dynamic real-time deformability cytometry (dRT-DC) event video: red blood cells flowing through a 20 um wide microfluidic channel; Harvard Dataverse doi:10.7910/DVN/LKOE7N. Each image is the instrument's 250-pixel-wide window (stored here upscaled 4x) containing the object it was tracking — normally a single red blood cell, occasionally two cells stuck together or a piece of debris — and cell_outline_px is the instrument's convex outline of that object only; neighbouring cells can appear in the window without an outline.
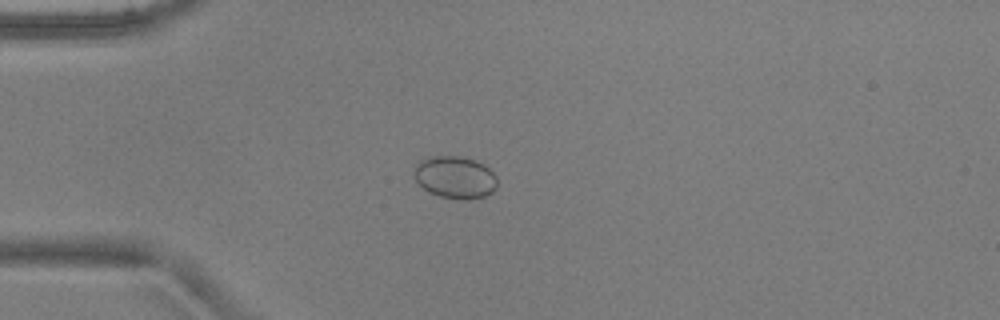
{"species": "common noctule bat (a hibernating species)", "species_latin": "Nyctalus noctula", "temperature_condition": "warm", "stored_images_in_passage": 5, "camera_frame_rate_fps": 3000, "um_per_image_px": 0.085, "animal": {"sex": "male", "body_mass_g": 17.9, "forearm_length_mm": 54.2}, "frame": {"image": 1, "passage_image": 4, "time_ms": 1.0, "image_size_px": [1000, 320], "cell_outline_px": [[496, 188], [492, 192], [484, 196], [468, 200], [460, 200], [440, 196], [428, 192], [412, 176], [412, 172], [416, 164], [424, 156], [464, 156], [476, 160], [484, 164], [496, 176]], "centroid_in_image_um": [38.65, 15.05], "position_along_channel_um": 46.4, "area_um2": 20.87}}
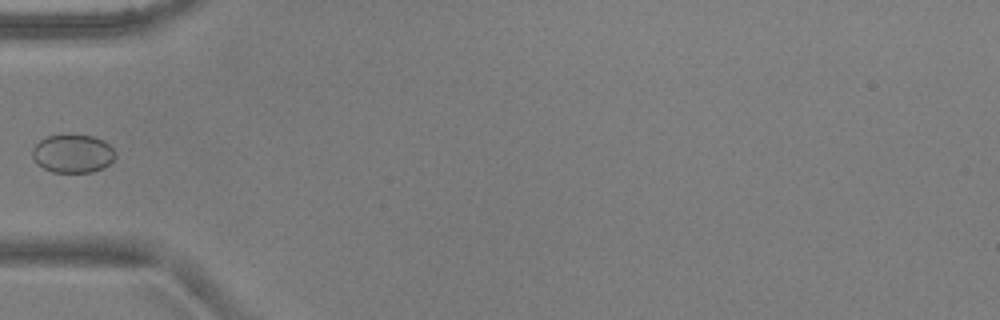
{"frame": {"image": 2, "passage_image": 5, "time_ms": 1.333, "image_size_px": [1000, 320], "cell_outline_px": [[116, 156], [108, 164], [92, 172], [52, 172], [44, 168], [32, 156], [32, 148], [44, 136], [64, 132], [72, 132], [92, 136], [104, 140], [116, 152]], "centroid_in_image_um": [6.17, 12.99], "position_along_channel_um": 78.8, "area_um2": 18.96}}